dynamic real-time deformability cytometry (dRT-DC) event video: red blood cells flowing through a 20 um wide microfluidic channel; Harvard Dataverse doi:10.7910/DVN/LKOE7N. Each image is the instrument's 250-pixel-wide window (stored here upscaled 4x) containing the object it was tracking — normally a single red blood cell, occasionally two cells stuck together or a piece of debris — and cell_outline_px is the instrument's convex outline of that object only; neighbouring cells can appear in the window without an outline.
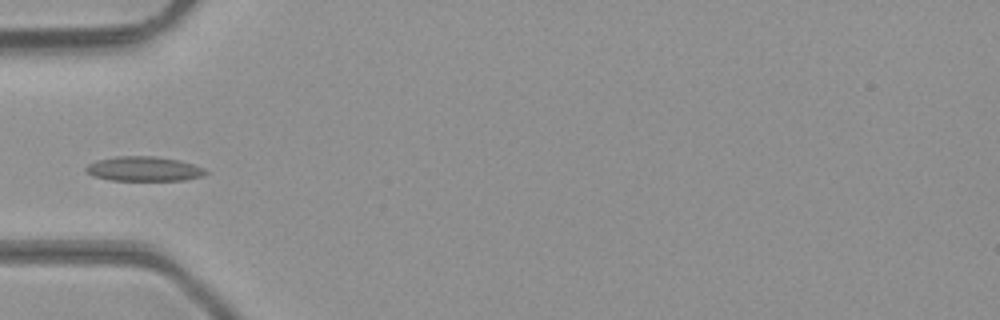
{"species": "common noctule bat (a hibernating species)", "species_latin": "Nyctalus noctula", "temperature_condition": "room temperature", "stored_images_in_passage": 33, "camera_frame_rate_fps": 3000, "um_per_image_px": 0.085, "animal": {"sex": "male", "body_mass_g": 23.1, "forearm_length_mm": 52.7}, "frame": {"image": 1, "passage_image": 1, "time_ms": 0.0, "image_size_px": [1000, 320], "cell_outline_px": [[208, 172], [204, 176], [184, 180], [108, 180], [92, 176], [84, 168], [88, 164], [96, 160], [116, 156], [156, 156], [180, 160], [204, 168]], "centroid_in_image_um": [12.22, 14.35], "position_along_channel_um": 72.8, "area_um2": 17.28}}
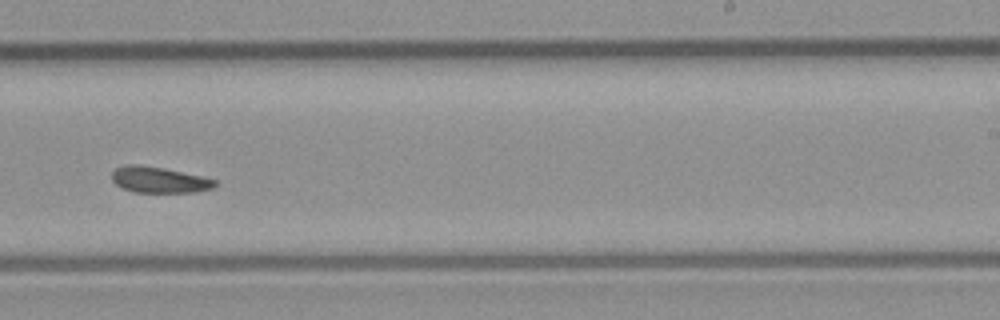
{"frame": {"image": 2, "passage_image": 15, "time_ms": 4.667, "image_size_px": [1000, 320], "cell_outline_px": [[216, 184], [212, 188], [196, 192], [132, 192], [116, 184], [112, 180], [112, 172], [116, 168], [128, 164], [136, 164], [164, 168], [200, 176], [216, 180]], "centroid_in_image_um": [13.5, 15.28], "position_along_channel_um": 275.5, "area_um2": 15.43}}
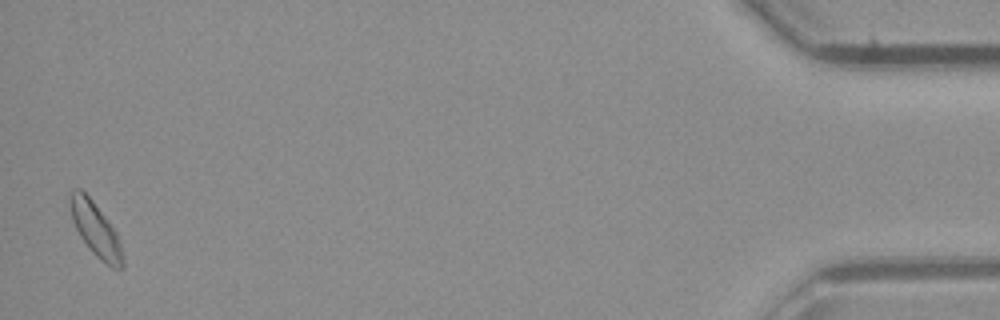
{"frame": {"image": 3, "passage_image": 32, "time_ms": 10.333, "image_size_px": [1000, 320], "cell_outline_px": [[124, 268], [120, 272], [112, 268], [96, 256], [88, 248], [80, 236], [72, 220], [68, 196], [76, 188], [80, 188], [92, 200], [116, 232], [120, 240], [124, 260]], "centroid_in_image_um": [8.15, 19.56], "position_along_channel_um": 427.1, "area_um2": 16.59}}